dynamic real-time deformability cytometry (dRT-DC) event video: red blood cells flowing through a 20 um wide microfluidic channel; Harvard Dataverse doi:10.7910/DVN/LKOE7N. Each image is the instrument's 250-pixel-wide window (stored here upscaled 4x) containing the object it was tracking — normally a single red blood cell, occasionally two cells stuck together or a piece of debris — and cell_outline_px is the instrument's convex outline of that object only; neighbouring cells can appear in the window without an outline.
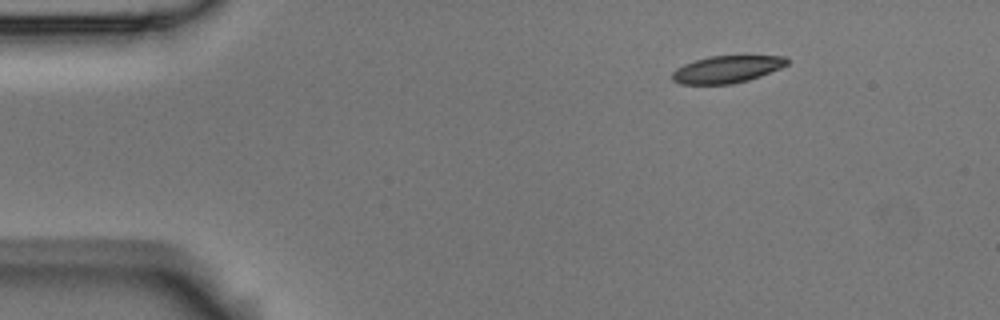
{"species": "Egyptian fruit bat (a non-hibernating species)", "species_latin": "Rousettus aegyptiacus", "temperature_condition": "room temperature", "stored_images_in_passage": 5, "segment_of_instrument_passage": [2, 2], "camera_frame_rate_fps": 3000, "um_per_image_px": 0.085, "animal": {"sex": "male"}, "frame": {"image": 1, "passage_image": 5, "time_ms": 1.333, "image_size_px": [1000, 320], "cell_outline_px": [[788, 64], [780, 68], [760, 76], [748, 80], [732, 84], [680, 84], [672, 80], [672, 72], [676, 68], [684, 64], [708, 56], [744, 52], [788, 56]], "centroid_in_image_um": [61.88, 5.82], "position_along_channel_um": 23.1, "area_um2": 19.31}}